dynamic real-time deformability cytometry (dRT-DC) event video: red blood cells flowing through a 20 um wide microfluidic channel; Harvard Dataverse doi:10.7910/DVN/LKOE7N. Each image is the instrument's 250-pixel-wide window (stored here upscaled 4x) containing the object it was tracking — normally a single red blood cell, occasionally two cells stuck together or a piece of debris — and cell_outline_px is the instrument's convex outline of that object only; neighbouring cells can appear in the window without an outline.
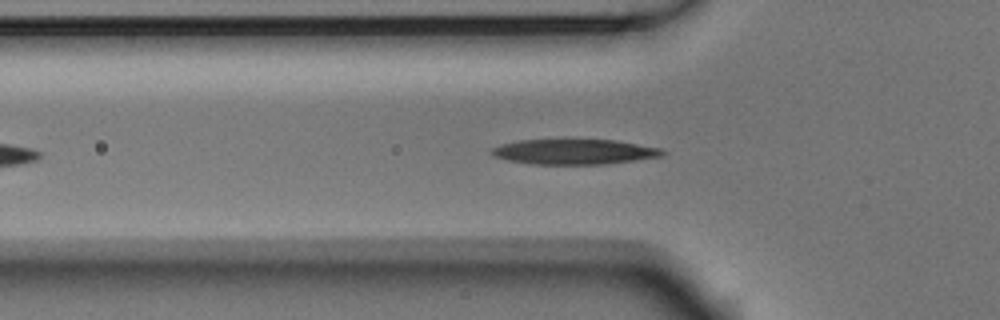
{"species": "Egyptian fruit bat (a non-hibernating species)", "species_latin": "Rousettus aegyptiacus", "temperature_condition": "room temperature", "stored_images_in_passage": 43, "camera_frame_rate_fps": 3000, "um_per_image_px": 0.085, "animal": {"sex": "male"}, "frame": {"image": 1, "passage_image": 10, "time_ms": 3.0, "image_size_px": [1000, 320], "cell_outline_px": [[668, 152], [664, 156], [636, 160], [604, 164], [532, 164], [508, 160], [492, 156], [488, 152], [492, 148], [500, 144], [516, 140], [616, 140], [660, 148]], "centroid_in_image_um": [48.79, 12.9], "position_along_channel_um": 77.0, "area_um2": 25.2}}
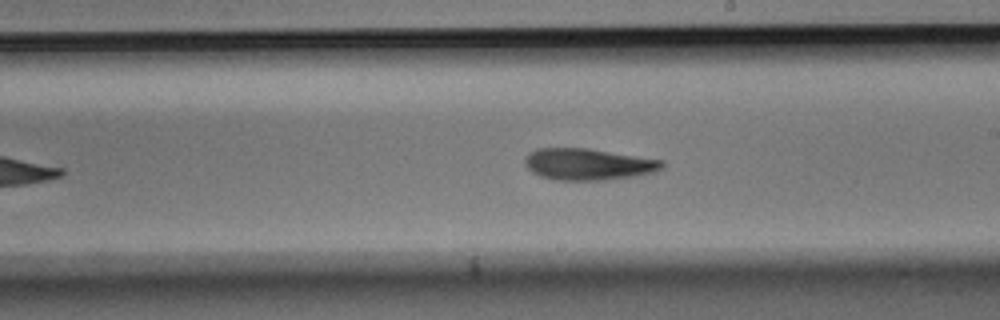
{"frame": {"image": 2, "passage_image": 23, "time_ms": 7.333, "image_size_px": [1000, 320], "cell_outline_px": [[664, 168], [656, 172], [636, 176], [604, 180], [556, 180], [540, 176], [532, 172], [524, 164], [524, 156], [528, 152], [536, 148], [588, 148], [664, 160]], "centroid_in_image_um": [49.99, 13.96], "position_along_channel_um": 239.0, "area_um2": 25.61}}
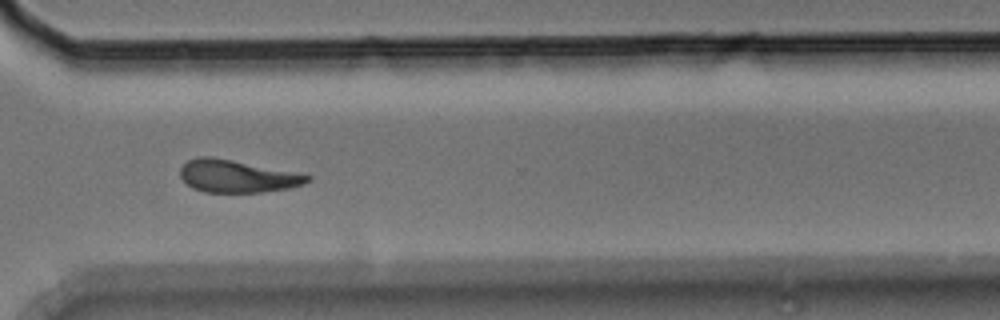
{"frame": {"image": 3, "passage_image": 32, "time_ms": 10.333, "image_size_px": [1000, 320], "cell_outline_px": [[312, 180], [304, 184], [288, 188], [260, 192], [204, 192], [192, 188], [180, 176], [180, 168], [188, 160], [200, 156], [208, 156], [232, 160], [312, 176]], "centroid_in_image_um": [20.13, 14.98], "position_along_channel_um": 350.5, "area_um2": 23.7}, "authors_computed_cell_mechanics": {"area_um2": 24.3916, "velocity_mm_per_s": 3.7233, "shape_relaxation_time_tau1_ms": 3.3496, "shape_relaxation_time_tau2_ms": null, "deformation_change_tau1": 0.1642, "deformation_change_tau2": null}}